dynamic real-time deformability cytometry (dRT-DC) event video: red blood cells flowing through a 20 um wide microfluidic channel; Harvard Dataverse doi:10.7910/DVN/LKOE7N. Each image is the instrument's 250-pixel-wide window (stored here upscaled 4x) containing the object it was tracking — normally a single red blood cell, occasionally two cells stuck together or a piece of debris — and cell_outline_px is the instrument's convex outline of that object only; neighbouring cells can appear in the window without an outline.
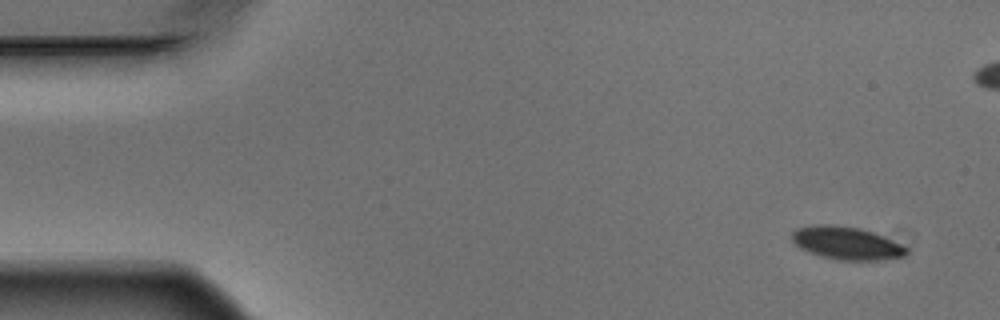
{"species": "Egyptian fruit bat (a non-hibernating species)", "species_latin": "Rousettus aegyptiacus", "temperature_condition": "warm", "stored_images_in_passage": 6, "camera_frame_rate_fps": 3000, "um_per_image_px": 0.085, "animal": {"sex": "male"}, "frame": {"image": 1, "passage_image": 1, "time_ms": 0.0, "image_size_px": [1000, 320], "cell_outline_px": [[908, 252], [904, 256], [876, 260], [840, 260], [820, 256], [808, 252], [800, 248], [792, 240], [792, 232], [796, 228], [816, 224], [832, 224], [860, 228], [884, 236], [908, 248]], "centroid_in_image_um": [71.93, 20.65], "position_along_channel_um": 13.1, "area_um2": 21.91}}
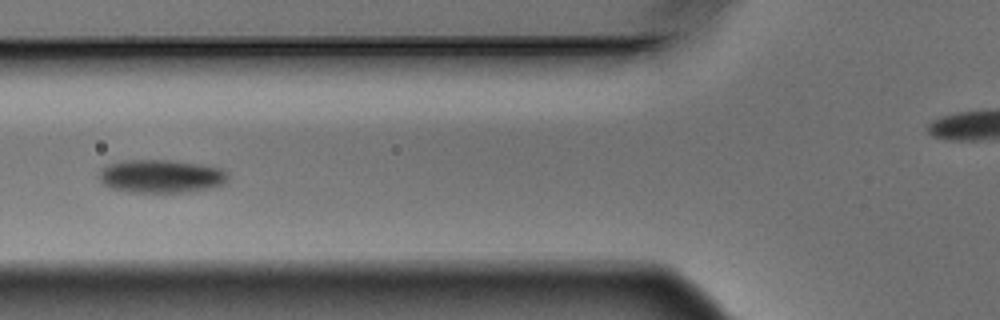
{"frame": {"image": 2, "passage_image": 6, "time_ms": 1.667, "image_size_px": [1000, 320], "cell_outline_px": [[228, 180], [224, 184], [212, 188], [188, 192], [128, 192], [112, 188], [104, 184], [100, 180], [100, 168], [108, 164], [124, 160], [168, 160], [200, 164], [220, 168], [228, 172]], "centroid_in_image_um": [13.71, 14.98], "position_along_channel_um": 112.1, "area_um2": 25.09}}